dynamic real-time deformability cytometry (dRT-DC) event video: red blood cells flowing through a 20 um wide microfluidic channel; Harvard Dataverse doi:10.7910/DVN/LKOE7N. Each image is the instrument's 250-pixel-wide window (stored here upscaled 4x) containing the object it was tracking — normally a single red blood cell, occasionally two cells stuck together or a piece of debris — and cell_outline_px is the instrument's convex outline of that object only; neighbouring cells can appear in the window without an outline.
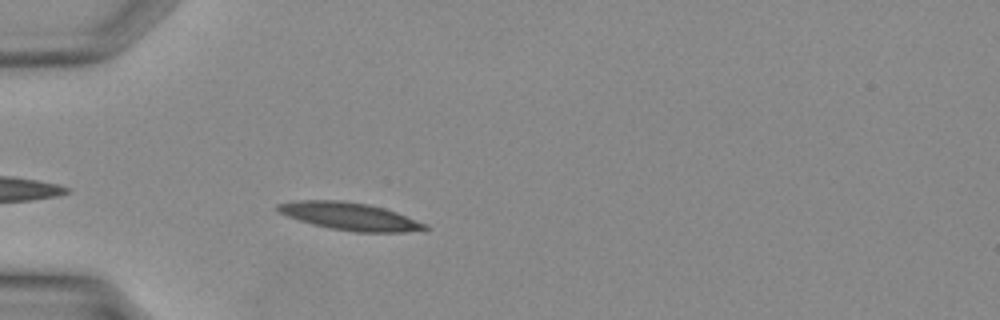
{"species": "Egyptian fruit bat (a non-hibernating species)", "species_latin": "Rousettus aegyptiacus", "temperature_condition": "warm", "stored_images_in_passage": 26, "camera_frame_rate_fps": 3000, "um_per_image_px": 0.085, "animal": {"sex": "female"}, "frame": {"image": 1, "passage_image": 3, "time_ms": 0.667, "image_size_px": [1000, 320], "cell_outline_px": [[432, 228], [404, 232], [356, 232], [332, 228], [312, 224], [288, 216], [280, 212], [276, 208], [276, 204], [296, 200], [340, 200], [368, 204], [384, 208], [396, 212], [428, 224]], "centroid_in_image_um": [29.76, 18.38], "position_along_channel_um": 55.2, "area_um2": 23.52}}
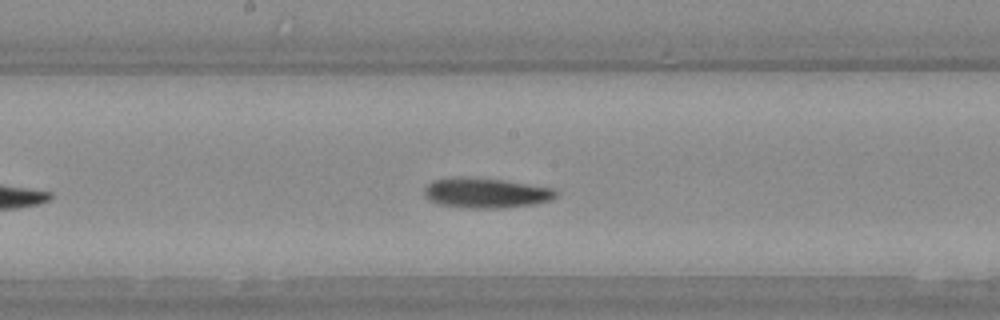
{"frame": {"image": 2, "passage_image": 12, "time_ms": 3.667, "image_size_px": [1000, 320], "cell_outline_px": [[556, 196], [552, 200], [532, 204], [500, 208], [472, 208], [440, 204], [432, 200], [424, 192], [424, 188], [432, 180], [456, 176], [460, 176], [504, 180], [552, 188], [556, 192]], "centroid_in_image_um": [41.3, 16.38], "position_along_channel_um": 206.9, "area_um2": 22.77}}
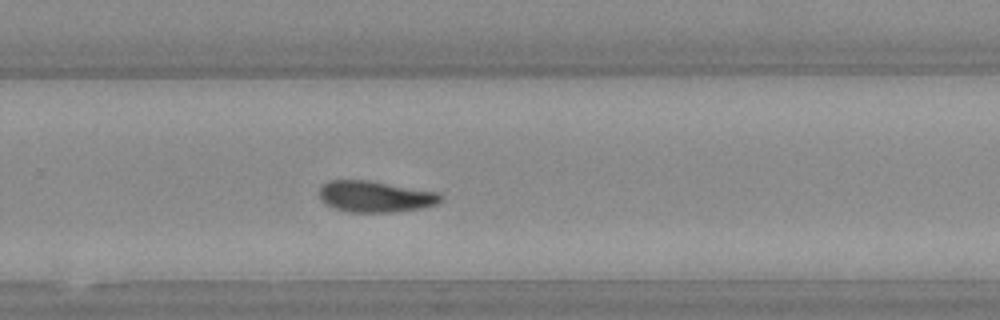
{"frame": {"image": 3, "passage_image": 17, "time_ms": 5.333, "image_size_px": [1000, 320], "cell_outline_px": [[444, 196], [436, 204], [424, 208], [392, 212], [348, 212], [336, 208], [328, 204], [320, 196], [320, 188], [328, 180], [368, 180], [440, 192]], "centroid_in_image_um": [31.96, 16.7], "position_along_channel_um": 297.8, "area_um2": 22.02}}